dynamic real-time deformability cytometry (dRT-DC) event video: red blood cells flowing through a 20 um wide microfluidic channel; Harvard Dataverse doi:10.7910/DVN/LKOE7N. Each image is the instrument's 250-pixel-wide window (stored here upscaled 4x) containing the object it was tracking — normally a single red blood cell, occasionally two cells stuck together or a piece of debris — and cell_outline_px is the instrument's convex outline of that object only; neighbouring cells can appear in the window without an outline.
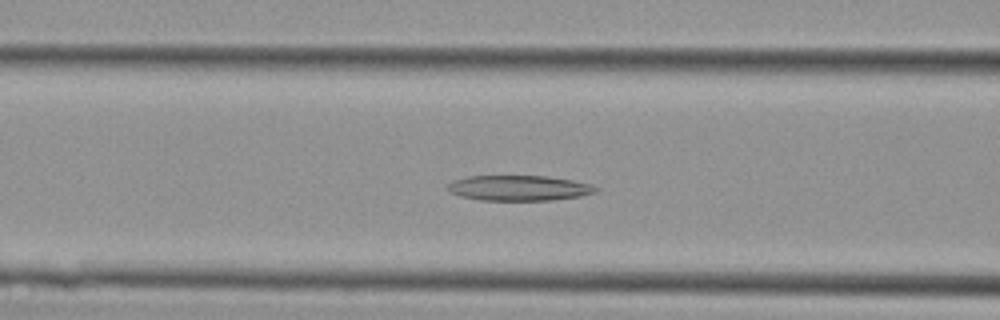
{"species": "Egyptian fruit bat (a non-hibernating species)", "species_latin": "Rousettus aegyptiacus", "temperature_condition": "cold", "stored_images_in_passage": 34, "camera_frame_rate_fps": 3000, "um_per_image_px": 0.085, "animal": {"sex": "female"}, "frame": {"image": 1, "passage_image": 7, "time_ms": 2.0, "image_size_px": [1000, 320], "cell_outline_px": [[600, 188], [596, 192], [580, 196], [552, 200], [480, 200], [460, 196], [448, 192], [448, 184], [452, 180], [468, 176], [544, 176], [572, 180], [592, 184]], "centroid_in_image_um": [44.1, 15.98], "position_along_channel_um": 122.5, "area_um2": 21.91}}
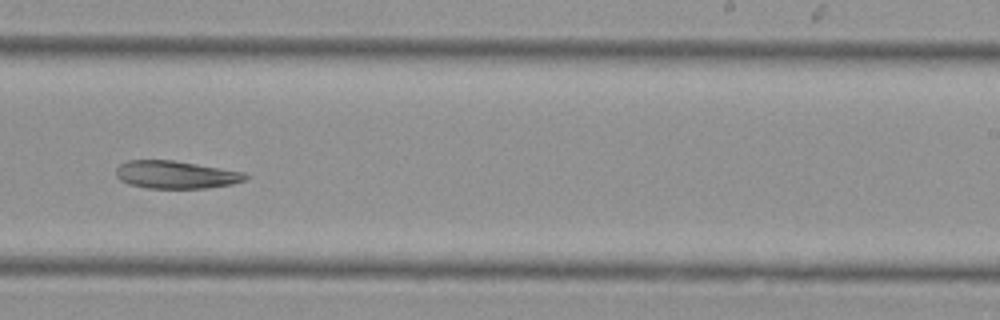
{"frame": {"image": 2, "passage_image": 17, "time_ms": 5.333, "image_size_px": [1000, 320], "cell_outline_px": [[248, 180], [232, 184], [208, 188], [148, 188], [128, 184], [120, 180], [116, 176], [116, 168], [120, 164], [128, 160], [172, 160], [244, 172], [248, 176]], "centroid_in_image_um": [14.94, 14.85], "position_along_channel_um": 274.1, "area_um2": 20.92}}
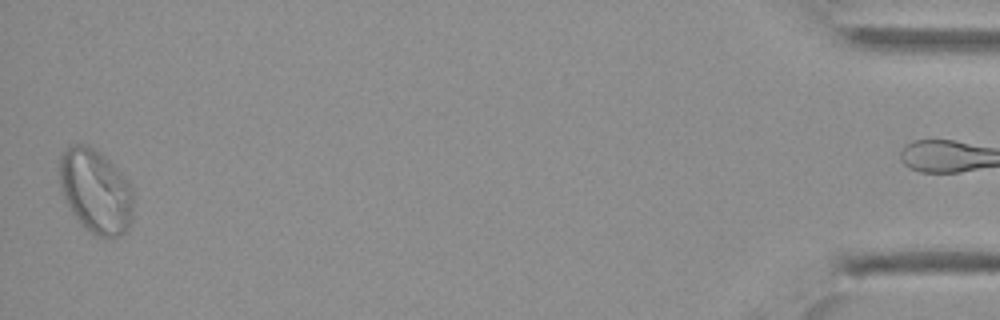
{"frame": {"image": 3, "passage_image": 33, "time_ms": 10.667, "image_size_px": [1000, 320], "cell_outline_px": [[136, 196], [132, 220], [128, 228], [120, 236], [96, 236], [80, 224], [72, 212], [60, 188], [60, 152], [68, 144], [88, 144], [100, 152], [128, 180]], "centroid_in_image_um": [8.16, 16.23], "position_along_channel_um": 427.0, "area_um2": 36.7}}